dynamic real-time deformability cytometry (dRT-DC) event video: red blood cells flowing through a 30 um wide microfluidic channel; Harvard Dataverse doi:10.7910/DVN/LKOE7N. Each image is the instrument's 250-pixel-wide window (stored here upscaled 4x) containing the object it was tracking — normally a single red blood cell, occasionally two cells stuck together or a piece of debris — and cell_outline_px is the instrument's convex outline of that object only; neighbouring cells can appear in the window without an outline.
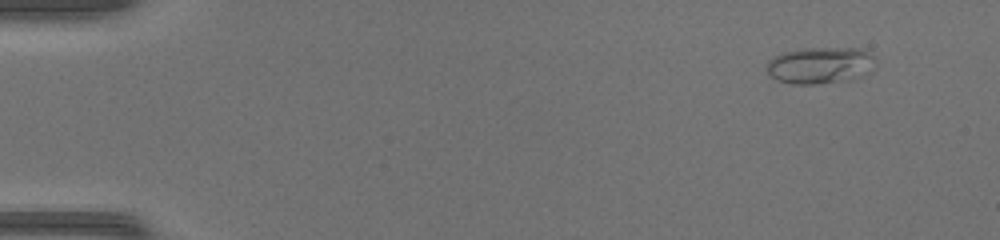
{"species": "common noctule bat (a hibernating species)", "species_latin": "Nyctalus noctula", "temperature_condition": "warm", "stored_images_in_passage": 46, "camera_frame_rate_fps": 3000, "um_per_image_px": 0.085, "animal": {"sex": "female", "body_mass_g": 17.0, "forearm_length_mm": 48.0}, "frame": {"image": 1, "passage_image": 1, "time_ms": 0.0, "image_size_px": [1000, 240], "cell_outline_px": [[876, 60], [872, 72], [860, 76], [816, 84], [792, 84], [776, 80], [768, 76], [764, 68], [768, 60], [772, 56], [784, 52], [804, 48], [860, 48], [876, 56]], "centroid_in_image_um": [69.67, 5.54], "position_along_channel_um": 15.3, "area_um2": 23.52}}
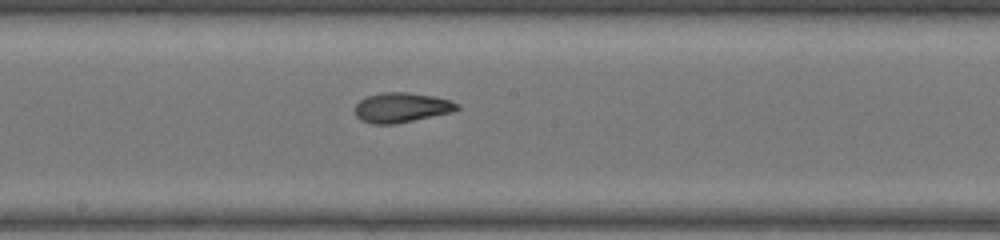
{"frame": {"image": 2, "passage_image": 24, "time_ms": 7.667, "image_size_px": [1000, 240], "cell_outline_px": [[460, 108], [452, 112], [396, 124], [372, 124], [360, 120], [356, 116], [356, 104], [360, 100], [368, 96], [380, 92], [408, 92], [436, 96], [452, 100], [460, 104]], "centroid_in_image_um": [34.16, 9.13], "position_along_channel_um": 214.0, "area_um2": 17.98}}
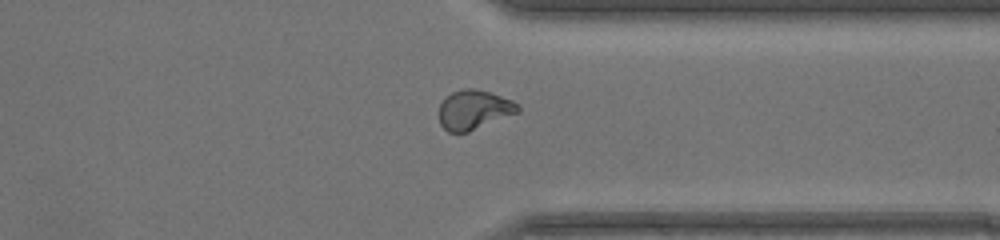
{"frame": {"image": 3, "passage_image": 35, "time_ms": 11.333, "image_size_px": [1000, 240], "cell_outline_px": [[520, 112], [468, 132], [448, 132], [440, 124], [440, 104], [452, 92], [464, 88], [472, 88], [488, 92], [512, 100], [520, 104]], "centroid_in_image_um": [40.32, 9.34], "position_along_channel_um": 371.1, "area_um2": 17.98}, "authors_computed_cell_mechanics": {"area_um2": 17.8891, "velocity_mm_per_s": 4.3159, "shape_relaxation_time_tau1_ms": 6.7806, "shape_relaxation_time_tau2_ms": 1.5837, "deformation_change_tau1": 0.2623, "deformation_change_tau2": 0.0712}}